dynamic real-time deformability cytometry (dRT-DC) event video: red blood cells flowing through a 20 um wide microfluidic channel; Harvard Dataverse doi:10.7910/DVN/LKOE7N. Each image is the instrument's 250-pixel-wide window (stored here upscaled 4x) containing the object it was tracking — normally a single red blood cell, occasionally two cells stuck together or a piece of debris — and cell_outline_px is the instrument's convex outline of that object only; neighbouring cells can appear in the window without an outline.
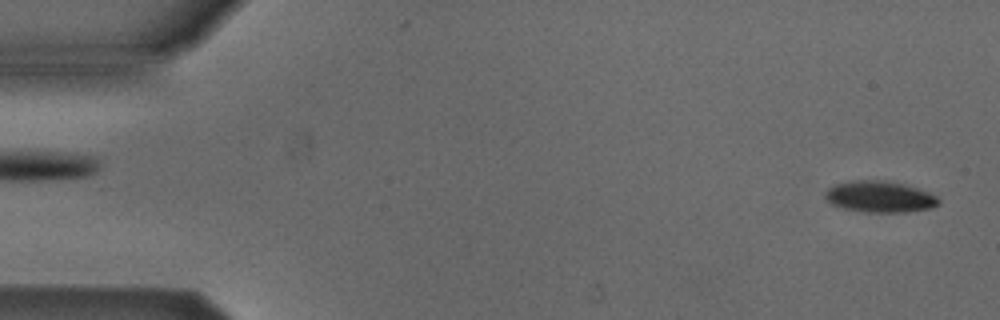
{"species": "Egyptian fruit bat (a non-hibernating species)", "species_latin": "Rousettus aegyptiacus", "temperature_condition": "cold", "stored_images_in_passage": 50, "camera_frame_rate_fps": 3000, "um_per_image_px": 0.085, "animal": {"sex": "male"}, "frame": {"image": 1, "passage_image": 1, "time_ms": 0.0, "image_size_px": [1000, 320], "cell_outline_px": [[940, 204], [932, 208], [908, 212], [868, 212], [844, 208], [832, 204], [824, 196], [824, 192], [828, 188], [836, 184], [852, 180], [884, 180], [904, 184], [928, 192], [936, 196], [940, 200]], "centroid_in_image_um": [74.79, 16.72], "position_along_channel_um": 10.2, "area_um2": 20.69}}
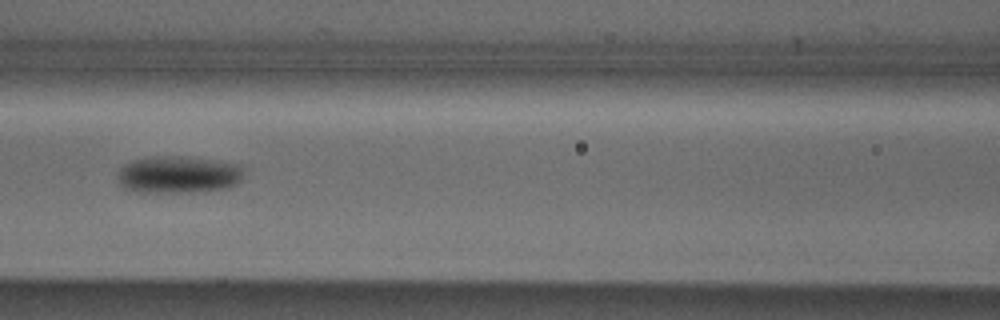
{"frame": {"image": 2, "passage_image": 22, "time_ms": 7.0, "image_size_px": [1000, 320], "cell_outline_px": [[244, 172], [240, 180], [236, 184], [224, 188], [192, 192], [136, 192], [124, 188], [120, 184], [116, 176], [120, 168], [132, 160], [152, 156], [180, 156], [240, 164]], "centroid_in_image_um": [15.12, 14.84], "position_along_channel_um": 151.5, "area_um2": 27.34}}
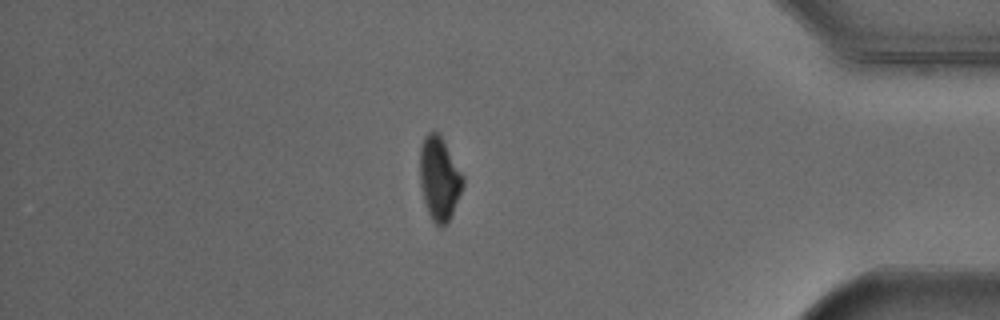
{"frame": {"image": 3, "passage_image": 44, "time_ms": 14.333, "image_size_px": [1000, 320], "cell_outline_px": [[464, 184], [452, 216], [440, 228], [432, 220], [428, 212], [424, 200], [420, 184], [420, 148], [424, 136], [428, 132], [436, 132], [440, 136], [464, 176]], "centroid_in_image_um": [37.34, 15.2], "position_along_channel_um": 397.9, "area_um2": 20.75}}